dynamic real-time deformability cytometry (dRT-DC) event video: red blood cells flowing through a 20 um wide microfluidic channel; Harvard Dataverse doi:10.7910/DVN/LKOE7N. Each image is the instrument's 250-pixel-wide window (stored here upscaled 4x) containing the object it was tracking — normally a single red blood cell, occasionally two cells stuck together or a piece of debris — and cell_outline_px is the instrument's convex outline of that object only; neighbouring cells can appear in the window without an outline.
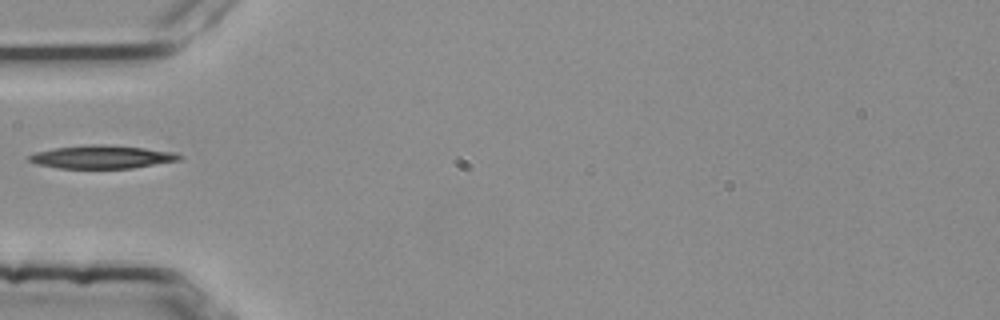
{"species": "common noctule bat (a hibernating species)", "species_latin": "Nyctalus noctula", "temperature_condition": "room temperature", "stored_images_in_passage": 6, "camera_frame_rate_fps": 3000, "um_per_image_px": 0.085, "animal": {"sex": "female", "body_mass_g": 25.1}, "frame": {"image": 1, "passage_image": 5, "time_ms": 1.333, "image_size_px": [1000, 320], "cell_outline_px": [[184, 156], [180, 160], [132, 168], [60, 168], [36, 164], [28, 160], [28, 156], [36, 152], [56, 148], [92, 144], [96, 144], [144, 148], [172, 152]], "centroid_in_image_um": [8.66, 13.34], "position_along_channel_um": 76.3, "area_um2": 19.94}}